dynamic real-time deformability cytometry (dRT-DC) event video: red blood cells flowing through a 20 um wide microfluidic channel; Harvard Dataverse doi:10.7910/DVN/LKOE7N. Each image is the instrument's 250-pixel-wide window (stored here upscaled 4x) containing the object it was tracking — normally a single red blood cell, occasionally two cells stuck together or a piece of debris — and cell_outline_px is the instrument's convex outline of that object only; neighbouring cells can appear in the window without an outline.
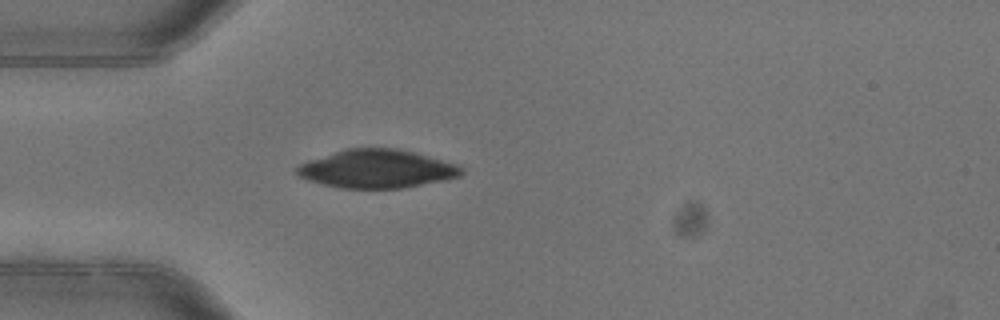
{"species": "common noctule bat (a hibernating species)", "species_latin": "Nyctalus noctula", "temperature_condition": "warm", "stored_images_in_passage": 4, "camera_frame_rate_fps": 3000, "um_per_image_px": 0.085, "animal": {"sex": "female"}, "frame": {"image": 1, "passage_image": 4, "time_ms": 1.0, "image_size_px": [1000, 320], "cell_outline_px": [[464, 172], [460, 176], [444, 180], [400, 188], [344, 188], [324, 184], [308, 180], [300, 176], [296, 172], [296, 168], [300, 164], [308, 160], [344, 148], [400, 148], [416, 152], [460, 164], [464, 168]], "centroid_in_image_um": [32.09, 14.33], "position_along_channel_um": 52.9, "area_um2": 36.93}}